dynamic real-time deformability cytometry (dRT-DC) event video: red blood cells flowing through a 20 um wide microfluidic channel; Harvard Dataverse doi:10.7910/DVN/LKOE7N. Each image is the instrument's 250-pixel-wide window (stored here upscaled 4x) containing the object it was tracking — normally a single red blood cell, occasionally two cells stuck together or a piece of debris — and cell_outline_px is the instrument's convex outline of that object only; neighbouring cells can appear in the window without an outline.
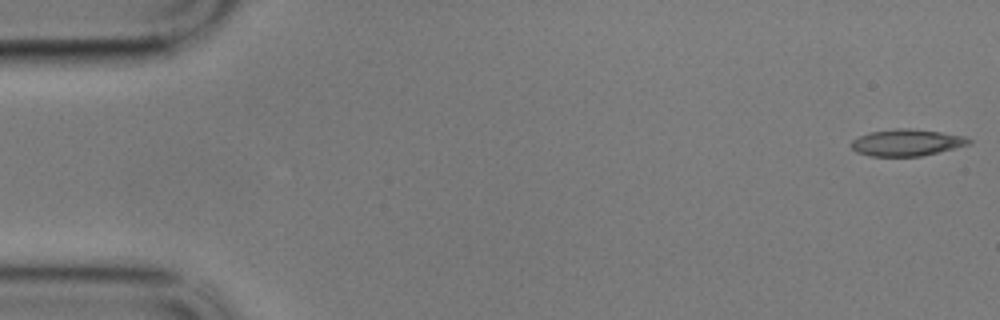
{"species": "common noctule bat (a hibernating species)", "species_latin": "Nyctalus noctula", "temperature_condition": "cold", "stored_images_in_passage": 58, "camera_frame_rate_fps": 3000, "um_per_image_px": 0.085, "animal": {"sex": "male", "body_mass_g": 17.9}, "frame": {"image": 1, "passage_image": 1, "time_ms": 0.0, "image_size_px": [1000, 320], "cell_outline_px": [[972, 144], [920, 156], [872, 156], [856, 152], [852, 148], [852, 140], [868, 132], [896, 128], [908, 128], [940, 132], [964, 136], [972, 140]], "centroid_in_image_um": [77.08, 12.11], "position_along_channel_um": 7.9, "area_um2": 18.21}}
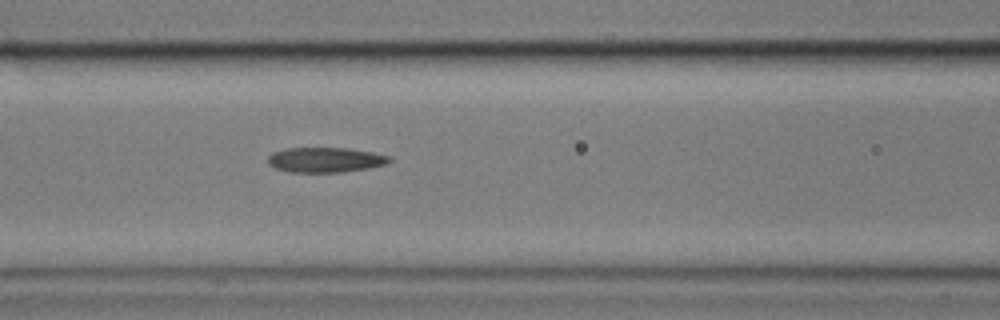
{"frame": {"image": 2, "passage_image": 24, "time_ms": 7.667, "image_size_px": [1000, 320], "cell_outline_px": [[392, 160], [384, 164], [368, 168], [344, 172], [292, 172], [276, 168], [268, 164], [268, 156], [272, 152], [288, 148], [348, 148], [372, 152], [388, 156]], "centroid_in_image_um": [27.63, 13.58], "position_along_channel_um": 139.0, "area_um2": 17.57}}
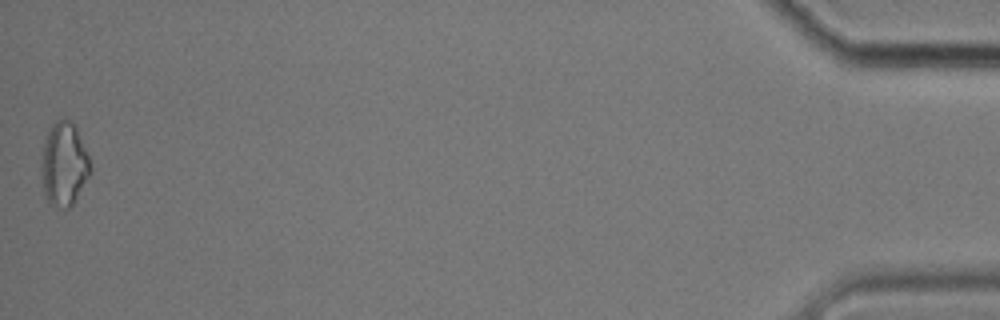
{"frame": {"image": 3, "passage_image": 58, "time_ms": 19.0, "image_size_px": [1000, 320], "cell_outline_px": [[92, 172], [72, 204], [68, 208], [64, 208], [48, 204], [44, 196], [44, 144], [48, 132], [52, 124], [56, 120], [72, 120], [76, 124], [88, 156], [92, 168]], "centroid_in_image_um": [5.5, 13.95], "position_along_channel_um": 429.7, "area_um2": 23.29}, "authors_computed_cell_mechanics": {"area_um2": 18.1203, "velocity_mm_per_s": 3.3936, "shape_relaxation_time_tau1_ms": 10.1156, "shape_relaxation_time_tau2_ms": 2.7877, "deformation_change_tau1": 0.2019, "deformation_change_tau2": 0.101}}